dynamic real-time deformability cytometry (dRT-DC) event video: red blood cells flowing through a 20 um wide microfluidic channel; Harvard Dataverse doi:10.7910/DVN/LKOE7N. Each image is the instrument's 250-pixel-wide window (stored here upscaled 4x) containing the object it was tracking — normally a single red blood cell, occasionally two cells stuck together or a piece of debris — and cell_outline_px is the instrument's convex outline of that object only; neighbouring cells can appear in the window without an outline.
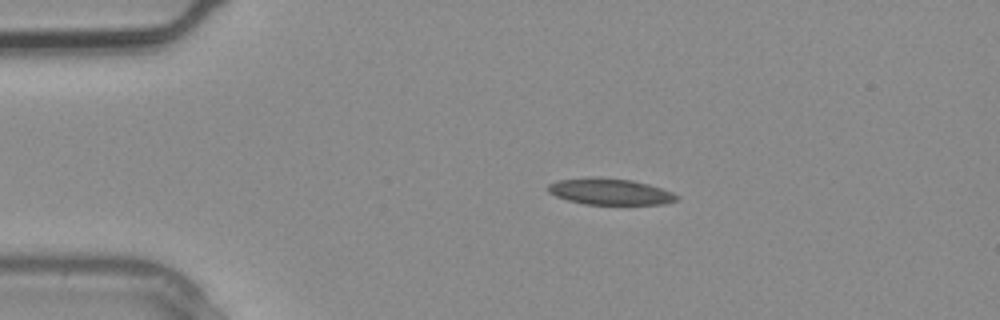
{"species": "common noctule bat (a hibernating species)", "species_latin": "Nyctalus noctula", "temperature_condition": "warm", "stored_images_in_passage": 2, "camera_frame_rate_fps": 3000, "um_per_image_px": 0.085, "animal": {"sex": "male", "body_mass_g": 20.4}, "frame": {"image": 1, "passage_image": 1, "time_ms": 0.0, "image_size_px": [1000, 320], "cell_outline_px": [[680, 200], [664, 204], [584, 204], [568, 200], [556, 196], [548, 192], [548, 184], [556, 180], [596, 176], [632, 180], [648, 184], [672, 192], [680, 196]], "centroid_in_image_um": [51.85, 16.28], "position_along_channel_um": 33.1, "area_um2": 19.88}}
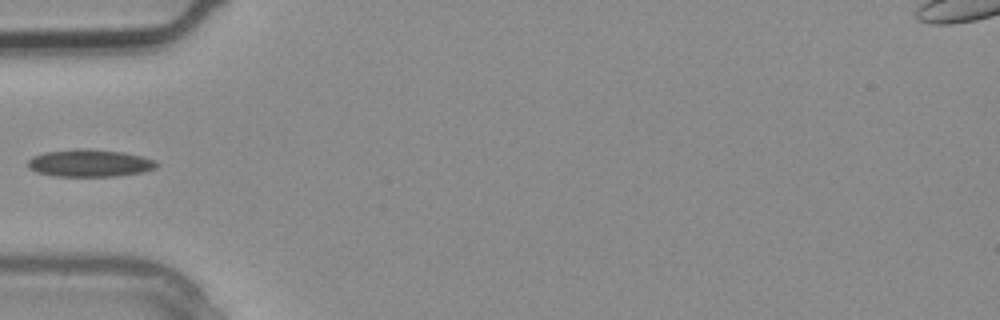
{"frame": {"image": 2, "passage_image": 2, "time_ms": 0.333, "image_size_px": [1000, 320], "cell_outline_px": [[160, 164], [156, 168], [144, 172], [116, 176], [56, 176], [36, 172], [28, 168], [28, 160], [32, 156], [44, 152], [80, 148], [124, 152], [156, 160]], "centroid_in_image_um": [7.64, 13.86], "position_along_channel_um": 77.4, "area_um2": 20.63}}